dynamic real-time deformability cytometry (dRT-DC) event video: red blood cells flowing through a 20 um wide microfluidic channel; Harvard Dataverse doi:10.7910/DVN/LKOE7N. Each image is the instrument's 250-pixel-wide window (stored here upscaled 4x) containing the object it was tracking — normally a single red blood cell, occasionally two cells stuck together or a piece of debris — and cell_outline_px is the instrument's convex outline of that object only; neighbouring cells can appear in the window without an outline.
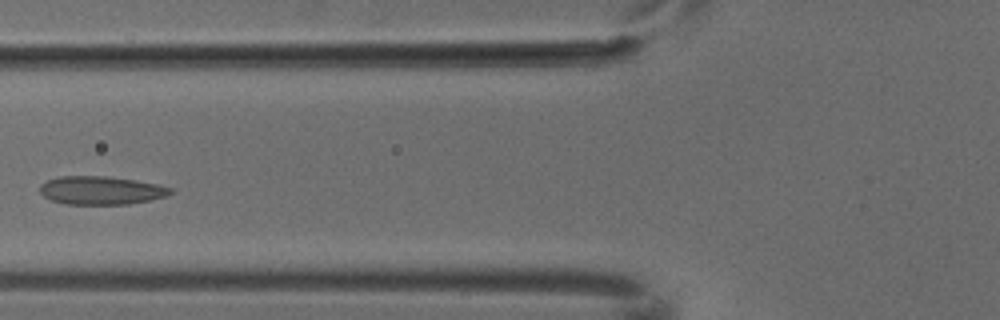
{"species": "common noctule bat (a hibernating species)", "species_latin": "Nyctalus noctula", "temperature_condition": "cold", "stored_images_in_passage": 5, "camera_frame_rate_fps": 3000, "um_per_image_px": 0.085, "animal": {"sex": "male", "body_mass_g": 18.8}, "frame": {"image": 1, "passage_image": 5, "time_ms": 1.333, "image_size_px": [1000, 320], "cell_outline_px": [[172, 192], [168, 196], [128, 204], [64, 204], [52, 200], [44, 196], [40, 192], [40, 184], [48, 180], [60, 176], [108, 176], [136, 180], [156, 184], [172, 188]], "centroid_in_image_um": [8.58, 16.18], "position_along_channel_um": 117.2, "area_um2": 21.5}}